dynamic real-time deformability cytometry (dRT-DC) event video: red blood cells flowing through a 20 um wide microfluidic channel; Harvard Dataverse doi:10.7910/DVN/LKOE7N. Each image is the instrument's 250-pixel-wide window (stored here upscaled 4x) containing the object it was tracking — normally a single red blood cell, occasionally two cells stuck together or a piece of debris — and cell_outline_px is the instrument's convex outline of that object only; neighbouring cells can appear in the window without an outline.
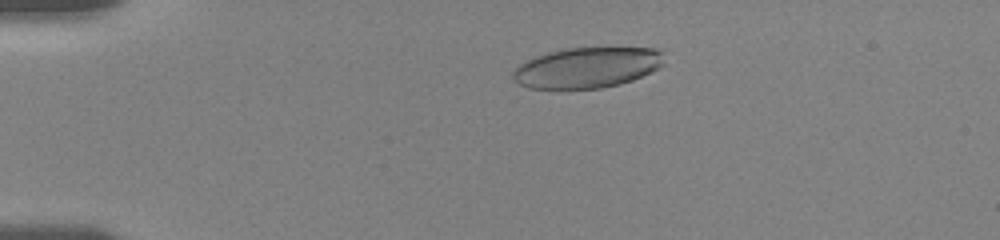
{"species": "human", "species_latin": "Homo sapiens", "temperature_condition": "room temperature", "stored_images_in_passage": 55, "camera_frame_rate_fps": 3000, "um_per_image_px": 0.085, "donor": {"sex": "female"}, "frame": {"image": 1, "passage_image": 11, "time_ms": 3.333, "image_size_px": [1000, 240], "cell_outline_px": [[664, 64], [660, 68], [632, 80], [620, 84], [600, 88], [528, 88], [512, 80], [512, 72], [524, 60], [548, 52], [564, 48], [656, 48], [664, 52]], "centroid_in_image_um": [49.92, 5.74], "position_along_channel_um": 35.1, "area_um2": 35.89}}
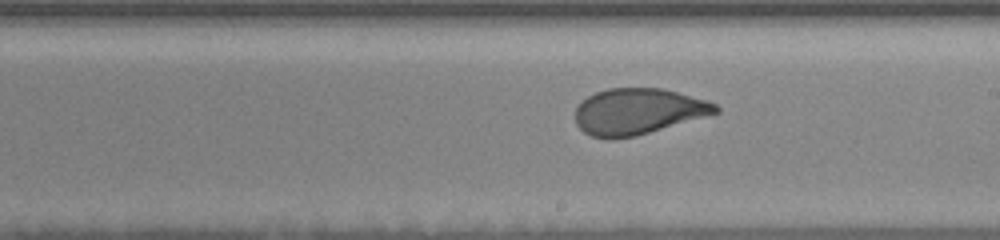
{"frame": {"image": 2, "passage_image": 32, "time_ms": 10.333, "image_size_px": [1000, 240], "cell_outline_px": [[720, 112], [636, 136], [592, 136], [584, 132], [576, 124], [576, 108], [588, 96], [596, 92], [608, 88], [660, 88], [708, 100], [716, 104], [720, 108]], "centroid_in_image_um": [54.27, 9.44], "position_along_channel_um": 234.7, "area_um2": 36.93}}
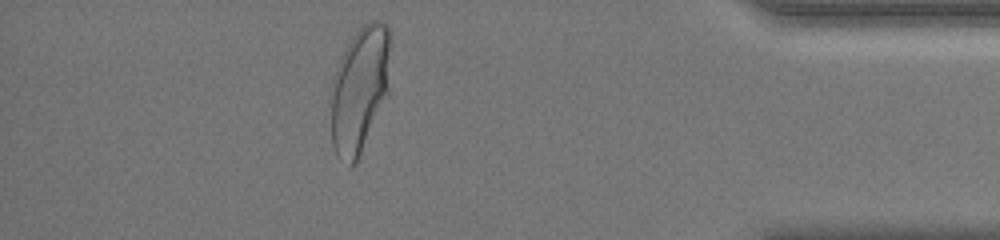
{"frame": {"image": 3, "passage_image": 49, "time_ms": 16.0, "image_size_px": [1000, 240], "cell_outline_px": [[392, 36], [388, 92], [356, 164], [352, 168], [340, 160], [336, 156], [332, 144], [332, 96], [336, 68], [344, 48], [352, 36], [364, 24], [372, 20], [380, 20], [388, 28]], "centroid_in_image_um": [30.6, 7.58], "position_along_channel_um": 404.6, "area_um2": 43.87}, "authors_computed_cell_mechanics": {"area_um2": 38.726, "velocity_mm_per_s": 3.6119, "shape_relaxation_time_tau1_ms": 5.1966, "shape_relaxation_time_tau2_ms": 0.9006, "deformation_change_tau1": 0.1898, "deformation_change_tau2": 0.0668}}